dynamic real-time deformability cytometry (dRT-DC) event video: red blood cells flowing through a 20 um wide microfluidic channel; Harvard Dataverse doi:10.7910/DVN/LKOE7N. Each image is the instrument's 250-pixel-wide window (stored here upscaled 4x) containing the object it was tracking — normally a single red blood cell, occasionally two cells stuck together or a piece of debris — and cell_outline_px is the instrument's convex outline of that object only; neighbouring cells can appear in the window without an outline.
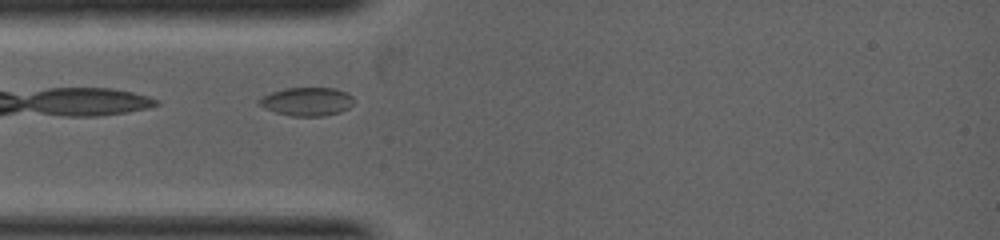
{"species": "common noctule bat (a hibernating species)", "species_latin": "Nyctalus noctula", "temperature_condition": "warm", "stored_images_in_passage": 17, "camera_frame_rate_fps": 5000, "um_per_image_px": 0.085, "animal": {"sex": "female", "body_mass_g": 19.0, "forearm_length_mm": 53.3}, "frame": {"image": 1, "passage_image": 2, "time_ms": 0.2, "image_size_px": [1000, 240], "cell_outline_px": [[352, 104], [348, 108], [340, 112], [324, 116], [292, 116], [276, 112], [264, 108], [256, 100], [272, 92], [284, 88], [336, 88], [348, 92], [352, 96]], "centroid_in_image_um": [26.1, 8.63], "position_along_channel_um": 58.9, "area_um2": 15.66}}
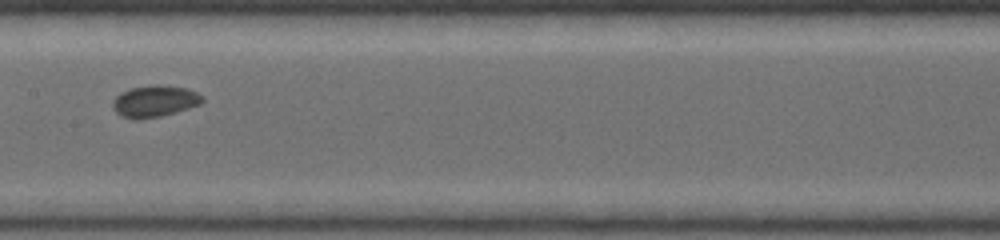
{"frame": {"image": 2, "passage_image": 10, "time_ms": 2.0, "image_size_px": [1000, 240], "cell_outline_px": [[204, 100], [200, 104], [188, 108], [160, 116], [120, 116], [112, 108], [112, 100], [120, 92], [132, 88], [160, 84], [188, 88], [204, 96]], "centroid_in_image_um": [13.18, 8.55], "position_along_channel_um": 194.2, "area_um2": 16.01}}
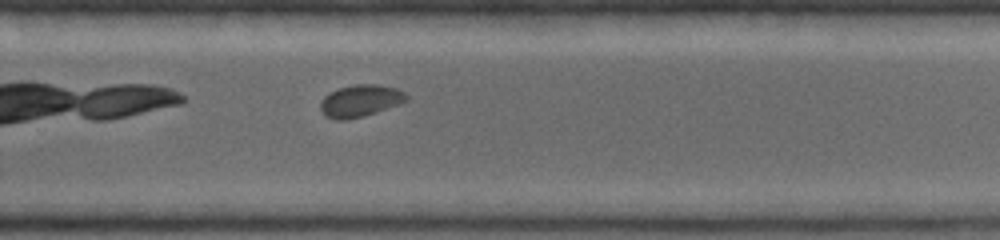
{"frame": {"image": 3, "passage_image": 17, "time_ms": 3.4, "image_size_px": [1000, 240], "cell_outline_px": [[408, 100], [404, 104], [364, 116], [348, 120], [336, 120], [324, 116], [320, 108], [320, 100], [328, 92], [340, 88], [356, 84], [376, 84], [396, 88], [404, 92], [408, 96]], "centroid_in_image_um": [30.64, 8.58], "position_along_channel_um": 299.2, "area_um2": 16.47}}